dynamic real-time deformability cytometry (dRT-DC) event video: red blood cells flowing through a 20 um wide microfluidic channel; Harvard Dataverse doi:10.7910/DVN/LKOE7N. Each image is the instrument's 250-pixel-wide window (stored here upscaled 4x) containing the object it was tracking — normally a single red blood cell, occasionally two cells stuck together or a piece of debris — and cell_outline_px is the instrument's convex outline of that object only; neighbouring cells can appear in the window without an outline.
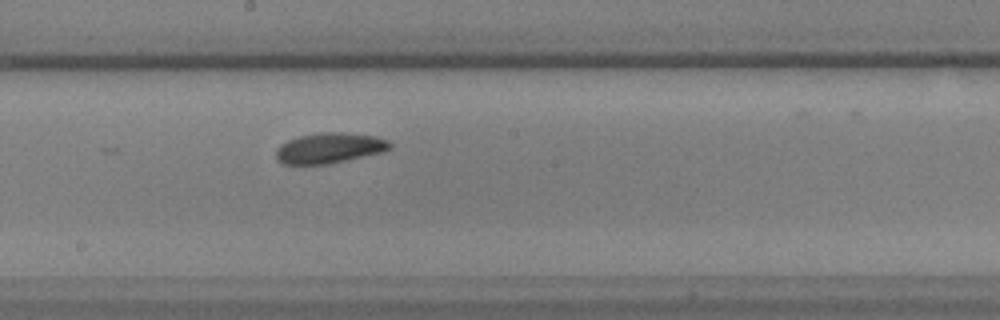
{"species": "common noctule bat (a hibernating species)", "species_latin": "Nyctalus noctula", "temperature_condition": "warm", "stored_images_in_passage": 23, "camera_frame_rate_fps": 3000, "um_per_image_px": 0.085, "animal": {"sex": "male", "body_mass_g": 17.9, "forearm_length_mm": 54.2}, "frame": {"image": 1, "passage_image": 10, "time_ms": 3.0, "image_size_px": [1000, 320], "cell_outline_px": [[392, 148], [384, 152], [328, 164], [280, 164], [276, 160], [276, 148], [280, 144], [288, 140], [300, 136], [324, 132], [344, 132], [376, 136], [388, 140], [392, 144]], "centroid_in_image_um": [28.01, 12.58], "position_along_channel_um": 220.2, "area_um2": 20.4}}
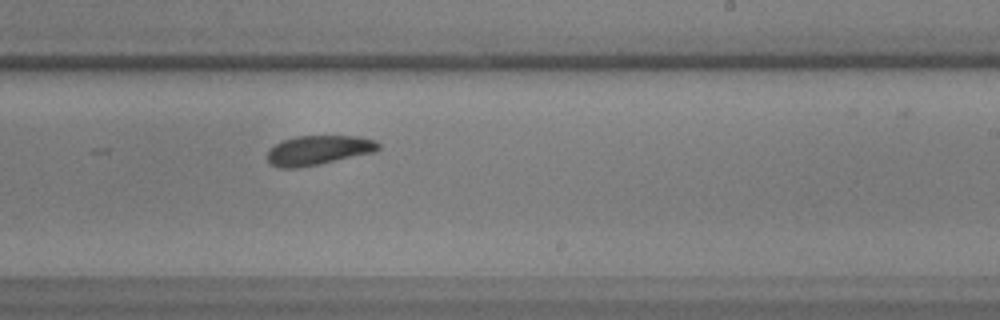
{"frame": {"image": 2, "passage_image": 13, "time_ms": 4.0, "image_size_px": [1000, 320], "cell_outline_px": [[380, 148], [372, 152], [320, 164], [300, 168], [280, 168], [268, 164], [268, 152], [276, 144], [284, 140], [296, 136], [356, 136], [376, 140], [380, 144]], "centroid_in_image_um": [27.05, 12.77], "position_along_channel_um": 261.9, "area_um2": 18.96}}
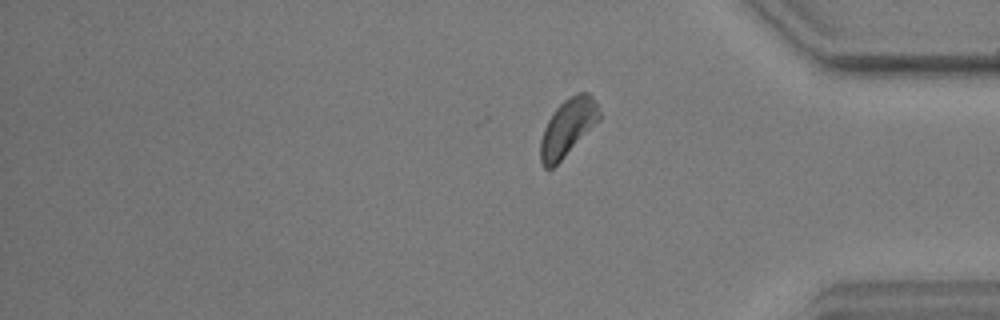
{"frame": {"image": 3, "passage_image": 23, "time_ms": 7.333, "image_size_px": [1000, 320], "cell_outline_px": [[600, 120], [552, 168], [544, 168], [540, 160], [540, 140], [544, 128], [552, 112], [564, 100], [580, 92], [588, 92], [596, 100], [600, 112]], "centroid_in_image_um": [48.26, 10.81], "position_along_channel_um": 386.9, "area_um2": 19.36}}